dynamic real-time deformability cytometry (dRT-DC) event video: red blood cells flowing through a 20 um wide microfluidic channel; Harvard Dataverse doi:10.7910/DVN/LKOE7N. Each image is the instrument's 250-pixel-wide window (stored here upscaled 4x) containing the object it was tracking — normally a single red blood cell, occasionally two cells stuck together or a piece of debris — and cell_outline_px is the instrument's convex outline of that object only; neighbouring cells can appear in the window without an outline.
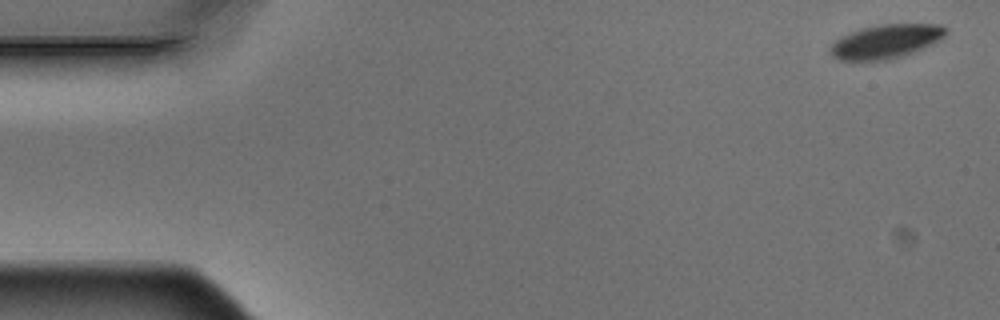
{"species": "Egyptian fruit bat (a non-hibernating species)", "species_latin": "Rousettus aegyptiacus", "temperature_condition": "warm", "stored_images_in_passage": 6, "camera_frame_rate_fps": 3000, "um_per_image_px": 0.085, "animal": {"sex": "male"}, "frame": {"image": 1, "passage_image": 1, "time_ms": 0.0, "image_size_px": [1000, 320], "cell_outline_px": [[948, 28], [944, 36], [940, 40], [924, 48], [888, 60], [840, 60], [832, 56], [828, 52], [828, 48], [840, 36], [860, 28], [880, 24], [940, 24]], "centroid_in_image_um": [75.28, 3.51], "position_along_channel_um": 9.7, "area_um2": 22.95}}